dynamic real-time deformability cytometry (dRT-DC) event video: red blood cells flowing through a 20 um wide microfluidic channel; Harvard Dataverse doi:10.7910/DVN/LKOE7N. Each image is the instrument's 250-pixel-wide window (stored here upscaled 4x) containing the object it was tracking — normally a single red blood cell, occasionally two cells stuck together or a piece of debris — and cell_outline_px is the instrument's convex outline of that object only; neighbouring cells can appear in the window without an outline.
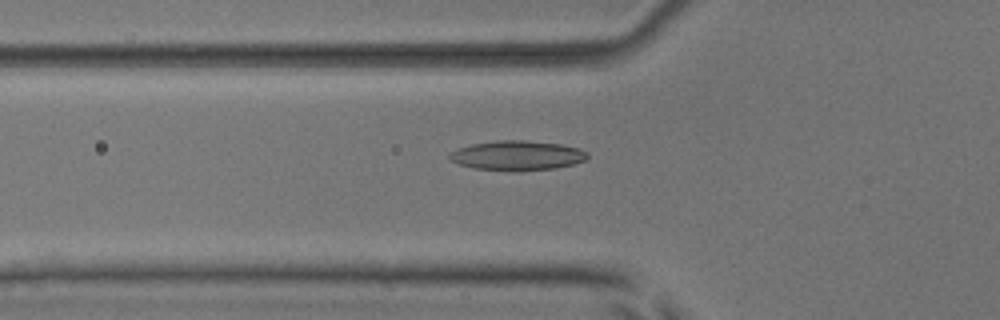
{"species": "common noctule bat (a hibernating species)", "species_latin": "Nyctalus noctula", "temperature_condition": "room temperature", "stored_images_in_passage": 41, "camera_frame_rate_fps": 3000, "um_per_image_px": 0.085, "animal": {"sex": "male", "body_mass_g": 17.9, "forearm_length_mm": 54.2}, "frame": {"image": 1, "passage_image": 7, "time_ms": 2.0, "image_size_px": [1000, 320], "cell_outline_px": [[588, 156], [584, 160], [572, 164], [556, 168], [472, 168], [448, 160], [448, 156], [456, 148], [472, 144], [500, 140], [524, 140], [564, 144], [580, 148], [588, 152]], "centroid_in_image_um": [43.97, 13.16], "position_along_channel_um": 81.8, "area_um2": 22.95}}
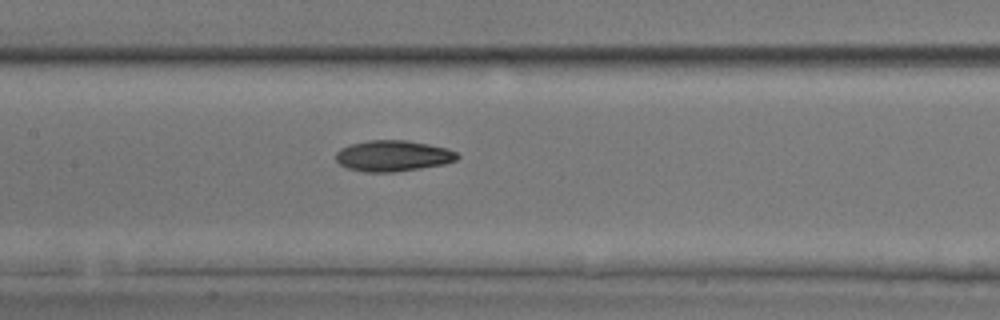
{"frame": {"image": 2, "passage_image": 14, "time_ms": 4.333, "image_size_px": [1000, 320], "cell_outline_px": [[460, 156], [456, 160], [444, 164], [396, 172], [364, 172], [348, 168], [340, 164], [336, 160], [336, 152], [340, 148], [348, 144], [368, 140], [408, 140], [448, 148], [456, 152]], "centroid_in_image_um": [33.39, 13.24], "position_along_channel_um": 174.0, "area_um2": 22.08}}
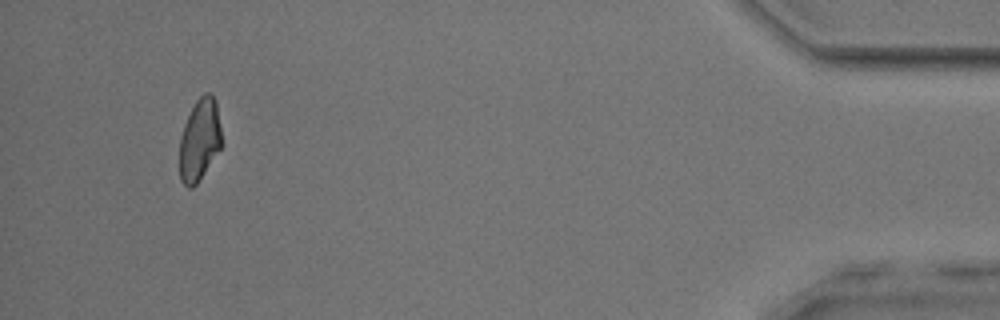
{"frame": {"image": 3, "passage_image": 38, "time_ms": 12.333, "image_size_px": [1000, 320], "cell_outline_px": [[224, 144], [196, 184], [192, 188], [188, 188], [180, 180], [180, 136], [184, 124], [196, 100], [204, 92], [208, 92], [216, 100]], "centroid_in_image_um": [16.99, 11.88], "position_along_channel_um": 418.2, "area_um2": 20.35}, "authors_computed_cell_mechanics": {"area_um2": 21.1548, "velocity_mm_per_s": 3.9369, "shape_relaxation_time_tau1_ms": 6.5199, "shape_relaxation_time_tau2_ms": 3.5371, "deformation_change_tau1": 0.1666, "deformation_change_tau2": 0.1063}}